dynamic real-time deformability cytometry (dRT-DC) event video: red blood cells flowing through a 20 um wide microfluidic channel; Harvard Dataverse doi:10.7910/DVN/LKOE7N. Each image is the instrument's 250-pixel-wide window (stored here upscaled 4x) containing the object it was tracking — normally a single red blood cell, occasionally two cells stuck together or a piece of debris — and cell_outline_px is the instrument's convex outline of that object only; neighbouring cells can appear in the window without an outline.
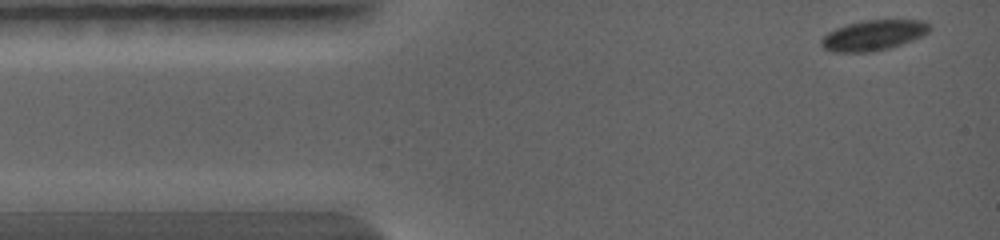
{"species": "common noctule bat (a hibernating species)", "species_latin": "Nyctalus noctula", "temperature_condition": "warm", "stored_images_in_passage": 44, "camera_frame_rate_fps": 5000, "um_per_image_px": 0.085, "animal": {"sex": "female", "body_mass_g": 19.0, "forearm_length_mm": 56.7}, "frame": {"image": 1, "passage_image": 1, "time_ms": 0.0, "image_size_px": [1000, 240], "cell_outline_px": [[932, 28], [928, 32], [912, 40], [888, 48], [872, 52], [832, 52], [824, 48], [820, 44], [820, 40], [828, 32], [836, 28], [848, 24], [864, 20], [924, 20]], "centroid_in_image_um": [74.22, 3.0], "position_along_channel_um": 10.8, "area_um2": 19.02}}
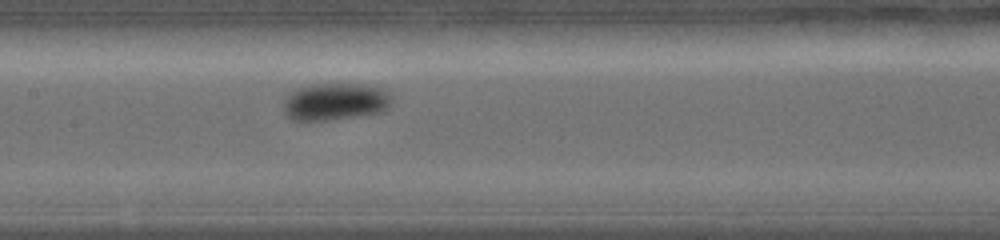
{"frame": {"image": 2, "passage_image": 20, "time_ms": 4.4, "image_size_px": [1000, 240], "cell_outline_px": [[392, 100], [388, 108], [380, 112], [328, 120], [292, 120], [284, 112], [284, 100], [288, 92], [296, 88], [308, 84], [364, 84], [388, 88], [392, 96]], "centroid_in_image_um": [28.51, 8.61], "position_along_channel_um": 178.9, "area_um2": 23.87}}
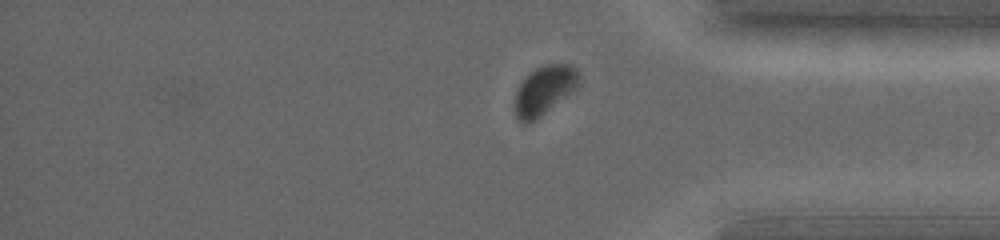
{"frame": {"image": 3, "passage_image": 38, "time_ms": 8.4, "image_size_px": [1000, 240], "cell_outline_px": [[580, 80], [576, 88], [540, 116], [528, 124], [524, 124], [516, 120], [516, 92], [520, 84], [536, 68], [548, 64], [572, 64], [580, 72]], "centroid_in_image_um": [46.29, 7.66], "position_along_channel_um": 388.9, "area_um2": 17.92}}